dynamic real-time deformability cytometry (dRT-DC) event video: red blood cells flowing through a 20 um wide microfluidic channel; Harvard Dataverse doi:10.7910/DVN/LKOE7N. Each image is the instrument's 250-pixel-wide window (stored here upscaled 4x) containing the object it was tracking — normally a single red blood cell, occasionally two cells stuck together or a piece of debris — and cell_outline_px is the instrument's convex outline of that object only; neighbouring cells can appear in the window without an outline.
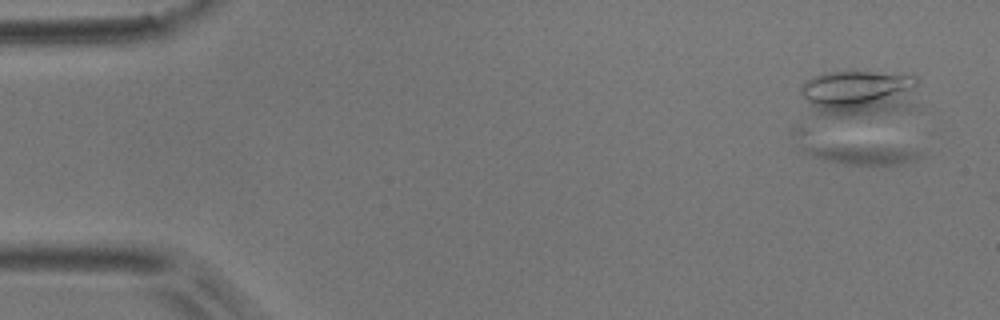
{"species": "common noctule bat (a hibernating species)", "species_latin": "Nyctalus noctula", "temperature_condition": "room temperature", "stored_images_in_passage": 3, "camera_frame_rate_fps": 3000, "um_per_image_px": 0.085, "animal": {"sex": "male", "body_mass_g": 17.9}, "frame": {"image": 1, "passage_image": 1, "time_ms": 0.0, "image_size_px": [1000, 320], "cell_outline_px": [[924, 156], [916, 160], [896, 164], [844, 164], [824, 160], [800, 152], [788, 132], [796, 124], [920, 152]], "centroid_in_image_um": [72.07, 12.59], "position_along_channel_um": 12.9, "area_um2": 21.44}}